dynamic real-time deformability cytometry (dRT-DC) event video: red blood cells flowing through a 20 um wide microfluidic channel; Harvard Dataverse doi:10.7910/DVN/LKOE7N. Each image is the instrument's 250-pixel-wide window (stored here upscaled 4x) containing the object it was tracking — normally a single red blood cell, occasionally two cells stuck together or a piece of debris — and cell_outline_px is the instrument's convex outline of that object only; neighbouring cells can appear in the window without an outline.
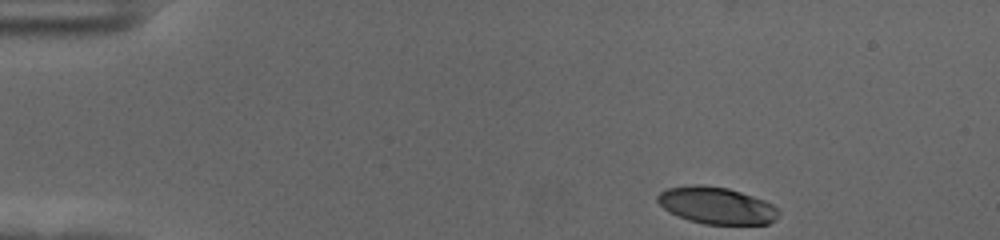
{"species": "human", "species_latin": "Homo sapiens", "temperature_condition": "cold", "stored_images_in_passage": 43, "camera_frame_rate_fps": 3000, "um_per_image_px": 0.085, "donor": {"sex": "female"}, "frame": {"image": 1, "passage_image": 1, "time_ms": 0.0, "image_size_px": [1000, 240], "cell_outline_px": [[780, 212], [768, 224], [704, 224], [688, 220], [664, 208], [656, 200], [656, 196], [660, 192], [668, 188], [728, 188], [764, 200], [772, 204]], "centroid_in_image_um": [60.95, 17.52], "position_along_channel_um": 24.1, "area_um2": 24.8}}
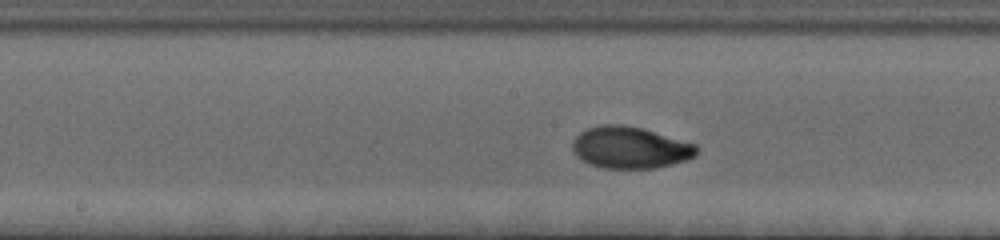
{"frame": {"image": 2, "passage_image": 23, "time_ms": 7.333, "image_size_px": [1000, 240], "cell_outline_px": [[696, 156], [672, 164], [656, 168], [604, 168], [588, 164], [580, 160], [576, 156], [572, 148], [572, 140], [580, 132], [588, 128], [600, 124], [624, 124], [644, 128], [696, 144]], "centroid_in_image_um": [53.52, 12.53], "position_along_channel_um": 194.7, "area_um2": 30.46}}
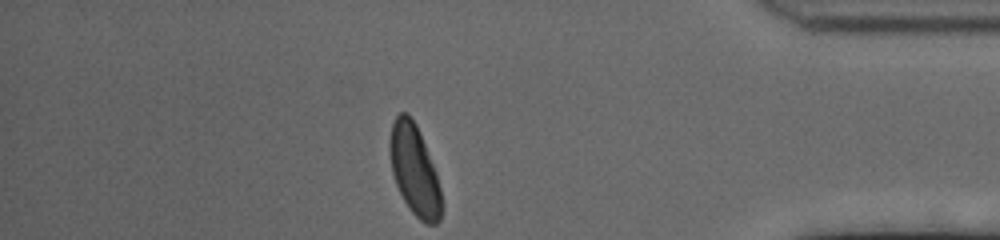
{"frame": {"image": 3, "passage_image": 43, "time_ms": 14.0, "image_size_px": [1000, 240], "cell_outline_px": [[440, 220], [436, 224], [428, 224], [420, 220], [412, 212], [404, 200], [396, 184], [392, 172], [388, 148], [388, 140], [392, 124], [396, 116], [400, 112], [408, 112], [416, 124], [436, 172], [440, 188]], "centroid_in_image_um": [35.19, 14.42], "position_along_channel_um": 400.0, "area_um2": 26.99}, "authors_computed_cell_mechanics": {"area_um2": 28.611, "velocity_mm_per_s": 3.5374, "shape_relaxation_time_tau1_ms": 3.0426, "shape_relaxation_time_tau2_ms": 1.4763, "deformation_change_tau1": 0.1764, "deformation_change_tau2": 0.0291}}